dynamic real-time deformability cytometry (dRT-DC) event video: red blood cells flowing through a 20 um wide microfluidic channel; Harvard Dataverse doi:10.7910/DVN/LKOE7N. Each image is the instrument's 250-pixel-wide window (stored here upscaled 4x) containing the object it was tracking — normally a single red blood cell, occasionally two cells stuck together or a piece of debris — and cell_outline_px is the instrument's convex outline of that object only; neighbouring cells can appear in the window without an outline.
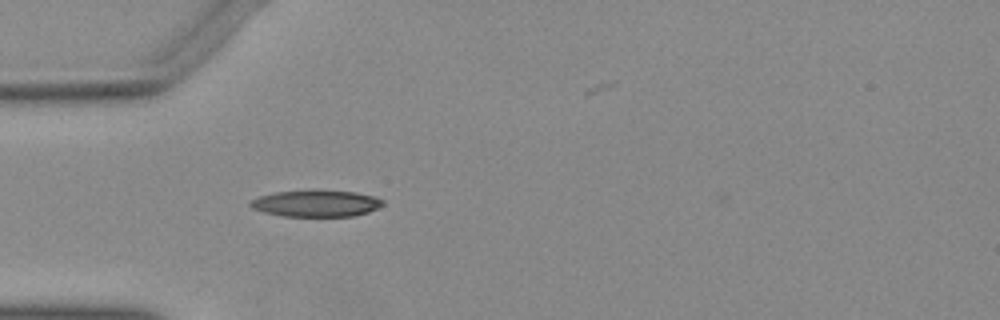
{"species": "Egyptian fruit bat (a non-hibernating species)", "species_latin": "Rousettus aegyptiacus", "temperature_condition": "warm", "stored_images_in_passage": 33, "camera_frame_rate_fps": 3000, "um_per_image_px": 0.085, "animal": {"sex": "female"}, "frame": {"image": 1, "passage_image": 1, "time_ms": 0.0, "image_size_px": [1000, 320], "cell_outline_px": [[384, 204], [368, 212], [352, 216], [280, 216], [264, 212], [252, 208], [248, 204], [252, 200], [260, 196], [276, 192], [356, 192], [376, 196], [384, 200]], "centroid_in_image_um": [26.89, 17.32], "position_along_channel_um": 58.1, "area_um2": 19.88}}
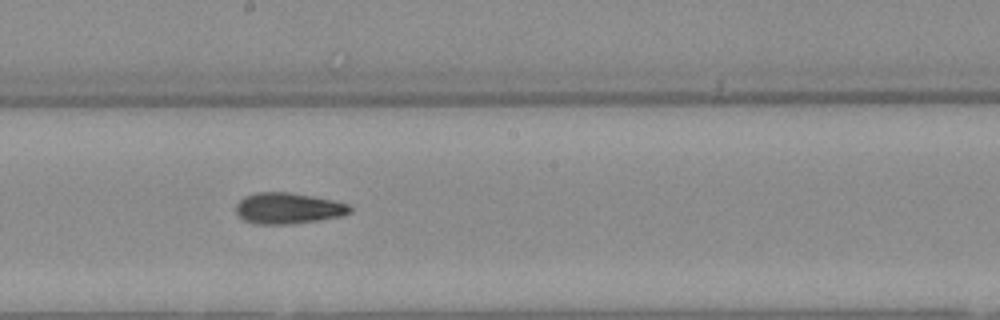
{"frame": {"image": 2, "passage_image": 14, "time_ms": 4.333, "image_size_px": [1000, 320], "cell_outline_px": [[352, 212], [340, 216], [292, 224], [256, 224], [244, 220], [236, 212], [236, 204], [244, 196], [256, 192], [288, 192], [312, 196], [332, 200], [348, 204], [352, 208]], "centroid_in_image_um": [24.47, 17.7], "position_along_channel_um": 223.7, "area_um2": 20.52}}
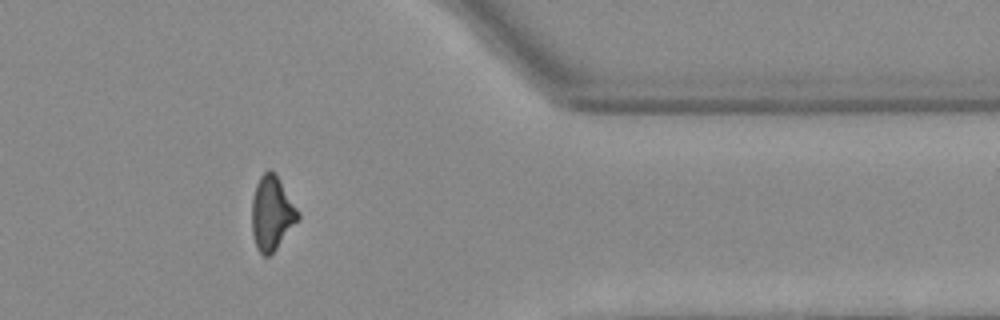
{"frame": {"image": 3, "passage_image": 28, "time_ms": 9.0, "image_size_px": [1000, 320], "cell_outline_px": [[300, 220], [276, 248], [268, 256], [264, 256], [256, 248], [252, 232], [252, 200], [256, 184], [260, 176], [268, 168], [272, 168], [300, 212]], "centroid_in_image_um": [23.12, 18.1], "position_along_channel_um": 388.3, "area_um2": 20.06}}